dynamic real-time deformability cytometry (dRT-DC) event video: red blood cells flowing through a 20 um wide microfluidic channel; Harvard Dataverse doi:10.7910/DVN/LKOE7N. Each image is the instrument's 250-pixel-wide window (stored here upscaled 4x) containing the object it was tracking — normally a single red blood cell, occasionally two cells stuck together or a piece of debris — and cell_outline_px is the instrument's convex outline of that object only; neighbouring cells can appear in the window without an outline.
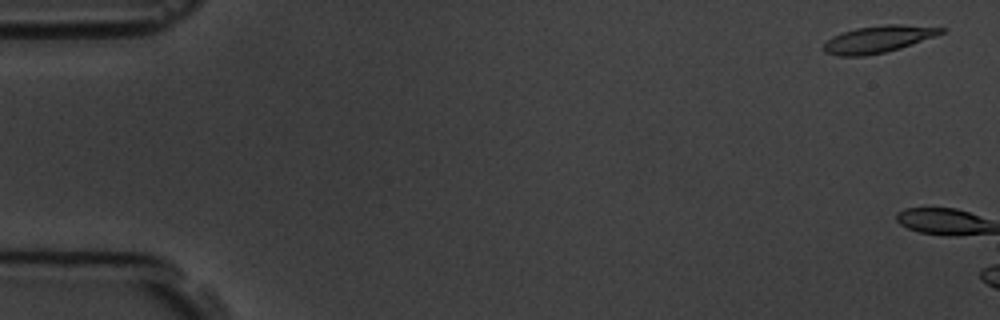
{"species": "common noctule bat (a hibernating species)", "species_latin": "Nyctalus noctula", "temperature_condition": "room temperature", "stored_images_in_passage": 2, "camera_frame_rate_fps": 3000, "um_per_image_px": 0.085, "animal": {"sex": "male", "body_mass_g": 19.5, "forearm_length_mm": 54.6}, "frame": {"image": 1, "passage_image": 1, "time_ms": 0.0, "image_size_px": [1000, 320], "cell_outline_px": [[948, 28], [944, 32], [900, 48], [884, 52], [864, 56], [840, 56], [824, 52], [824, 44], [832, 36], [840, 32], [856, 28], [884, 24], [900, 24]], "centroid_in_image_um": [74.62, 3.32], "position_along_channel_um": 10.4, "area_um2": 18.32}}